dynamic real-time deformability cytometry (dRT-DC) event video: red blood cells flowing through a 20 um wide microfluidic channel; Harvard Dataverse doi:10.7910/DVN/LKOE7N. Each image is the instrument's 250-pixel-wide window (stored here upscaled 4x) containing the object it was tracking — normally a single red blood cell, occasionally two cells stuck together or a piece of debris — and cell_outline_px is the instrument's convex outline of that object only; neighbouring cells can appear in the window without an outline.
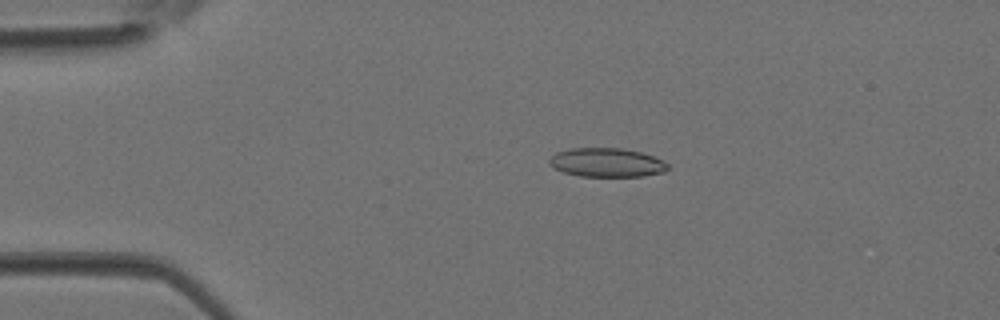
{"species": "Egyptian fruit bat (a non-hibernating species)", "species_latin": "Rousettus aegyptiacus", "temperature_condition": "room temperature", "stored_images_in_passage": 4, "camera_frame_rate_fps": 3000, "um_per_image_px": 0.085, "animal": {"sex": "female"}, "frame": {"image": 1, "passage_image": 2, "time_ms": 0.333, "image_size_px": [1000, 320], "cell_outline_px": [[668, 168], [664, 172], [644, 176], [580, 176], [564, 172], [548, 164], [548, 160], [556, 152], [572, 148], [620, 148], [640, 152], [652, 156], [668, 164]], "centroid_in_image_um": [51.55, 13.81], "position_along_channel_um": 33.4, "area_um2": 19.77}}
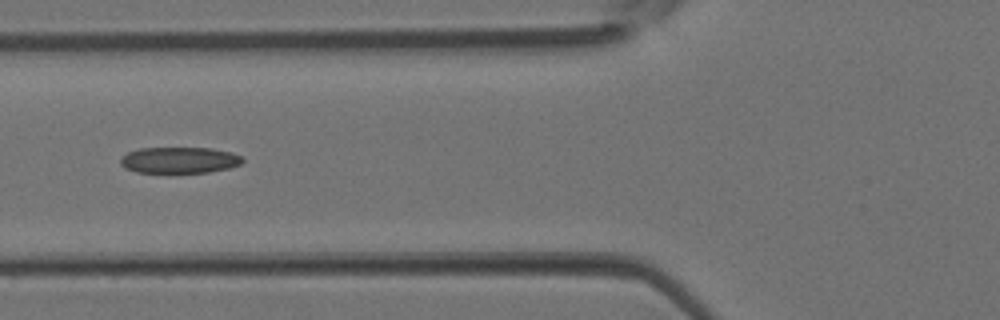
{"frame": {"image": 2, "passage_image": 4, "time_ms": 1.0, "image_size_px": [1000, 320], "cell_outline_px": [[244, 160], [240, 164], [228, 168], [208, 172], [136, 172], [124, 168], [120, 164], [120, 160], [128, 152], [140, 148], [212, 148], [232, 152], [240, 156]], "centroid_in_image_um": [15.24, 13.6], "position_along_channel_um": 110.6, "area_um2": 18.5}}